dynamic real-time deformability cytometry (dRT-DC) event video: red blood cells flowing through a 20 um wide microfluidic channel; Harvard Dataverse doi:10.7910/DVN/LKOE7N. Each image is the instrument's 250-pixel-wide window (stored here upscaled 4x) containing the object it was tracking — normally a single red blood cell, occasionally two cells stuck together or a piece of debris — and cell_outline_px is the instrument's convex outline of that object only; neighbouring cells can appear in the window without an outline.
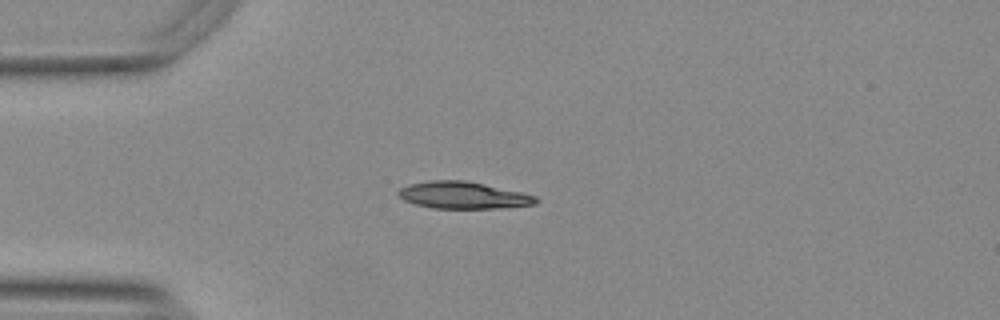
{"species": "Egyptian fruit bat (a non-hibernating species)", "species_latin": "Rousettus aegyptiacus", "temperature_condition": "warm", "stored_images_in_passage": 41, "camera_frame_rate_fps": 3000, "um_per_image_px": 0.085, "animal": {"sex": "female"}, "frame": {"image": 1, "passage_image": 1, "time_ms": 0.0, "image_size_px": [1000, 320], "cell_outline_px": [[536, 204], [500, 208], [432, 208], [416, 204], [404, 200], [396, 192], [400, 188], [408, 184], [432, 180], [464, 180], [484, 184], [520, 192], [536, 196]], "centroid_in_image_um": [39.33, 16.59], "position_along_channel_um": 45.7, "area_um2": 21.39}}
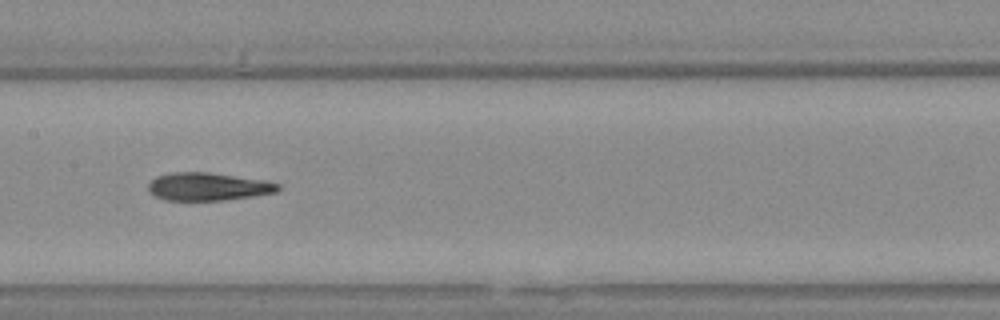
{"frame": {"image": 2, "passage_image": 14, "time_ms": 4.333, "image_size_px": [1000, 320], "cell_outline_px": [[280, 188], [276, 192], [252, 196], [224, 200], [164, 200], [148, 192], [148, 184], [156, 176], [172, 172], [212, 172], [264, 180], [280, 184]], "centroid_in_image_um": [17.66, 15.85], "position_along_channel_um": 189.7, "area_um2": 21.15}}
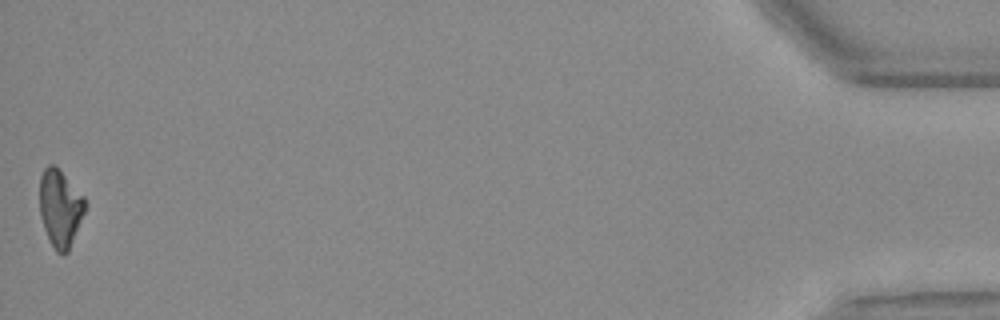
{"frame": {"image": 3, "passage_image": 41, "time_ms": 13.333, "image_size_px": [1000, 320], "cell_outline_px": [[88, 204], [68, 252], [64, 256], [56, 252], [44, 228], [40, 216], [40, 176], [44, 168], [48, 164], [52, 164], [84, 196]], "centroid_in_image_um": [5.12, 17.72], "position_along_channel_um": 430.1, "area_um2": 20.29}, "authors_computed_cell_mechanics": {"area_um2": 21.386, "velocity_mm_per_s": 3.7587, "shape_relaxation_time_tau1_ms": 5.8793, "shape_relaxation_time_tau2_ms": 3.0295, "deformation_change_tau1": 0.2003, "deformation_change_tau2": 0.123}}